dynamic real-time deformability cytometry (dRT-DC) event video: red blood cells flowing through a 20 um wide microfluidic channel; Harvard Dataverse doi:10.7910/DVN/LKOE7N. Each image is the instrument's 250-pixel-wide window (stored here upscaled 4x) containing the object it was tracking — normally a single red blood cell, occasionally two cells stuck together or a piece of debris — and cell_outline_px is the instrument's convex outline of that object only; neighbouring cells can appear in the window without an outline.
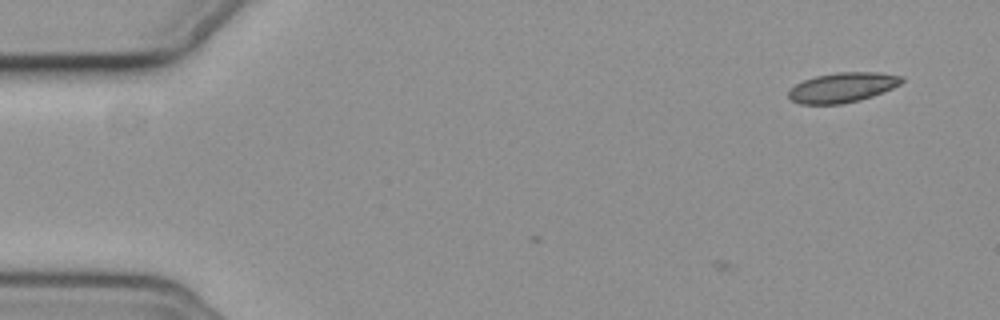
{"species": "common noctule bat (a hibernating species)", "species_latin": "Nyctalus noctula", "temperature_condition": "cold", "stored_images_in_passage": 2, "camera_frame_rate_fps": 3000, "um_per_image_px": 0.085, "animal": {"sex": "female", "body_mass_g": 19.3, "forearm_length_mm": 54.1}, "frame": {"image": 1, "passage_image": 2, "time_ms": 0.333, "image_size_px": [1000, 320], "cell_outline_px": [[904, 80], [900, 84], [892, 88], [872, 96], [860, 100], [840, 104], [800, 104], [792, 100], [788, 96], [788, 88], [804, 80], [816, 76], [836, 72], [880, 72], [904, 76]], "centroid_in_image_um": [71.61, 7.43], "position_along_channel_um": 13.4, "area_um2": 19.77}}